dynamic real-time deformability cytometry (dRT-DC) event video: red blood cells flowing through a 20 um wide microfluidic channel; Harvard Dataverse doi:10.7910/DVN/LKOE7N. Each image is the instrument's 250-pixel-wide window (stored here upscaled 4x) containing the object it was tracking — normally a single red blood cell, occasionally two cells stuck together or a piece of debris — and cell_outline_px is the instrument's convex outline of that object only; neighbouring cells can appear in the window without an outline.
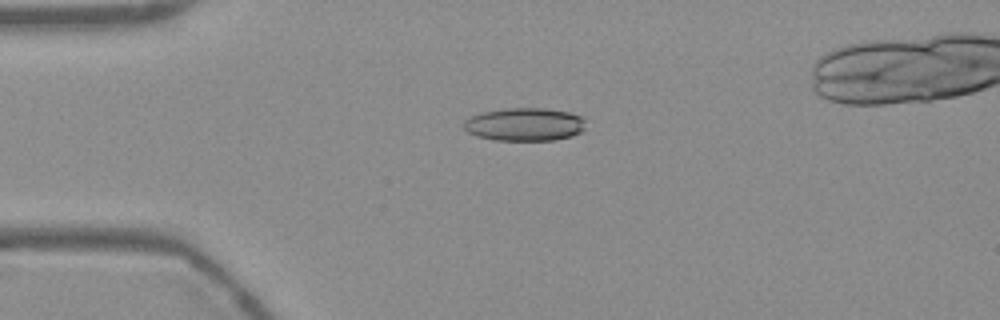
{"species": "Egyptian fruit bat (a non-hibernating species)", "species_latin": "Rousettus aegyptiacus", "temperature_condition": "warm", "stored_images_in_passage": 52, "camera_frame_rate_fps": 3000, "um_per_image_px": 0.085, "frame": {"image": 1, "passage_image": 13, "time_ms": 4.0, "image_size_px": [1000, 320], "cell_outline_px": [[584, 128], [580, 132], [572, 136], [556, 140], [496, 140], [476, 136], [468, 132], [464, 128], [464, 120], [472, 116], [484, 112], [508, 108], [548, 108], [568, 112], [584, 116]], "centroid_in_image_um": [44.62, 10.57], "position_along_channel_um": 40.4, "area_um2": 23.52}}
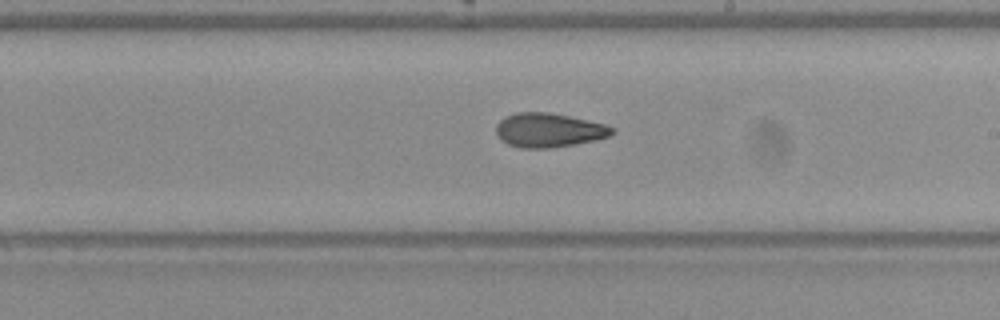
{"frame": {"image": 2, "passage_image": 31, "time_ms": 10.0, "image_size_px": [1000, 320], "cell_outline_px": [[616, 132], [608, 136], [596, 140], [576, 144], [552, 148], [520, 148], [508, 144], [500, 140], [496, 132], [496, 124], [504, 116], [516, 112], [548, 112], [588, 120], [604, 124], [616, 128]], "centroid_in_image_um": [46.64, 11.07], "position_along_channel_um": 242.4, "area_um2": 23.29}}
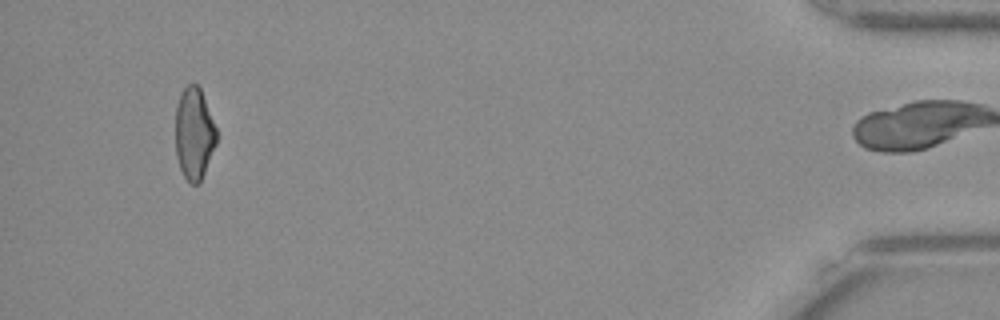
{"frame": {"image": 3, "passage_image": 51, "time_ms": 16.667, "image_size_px": [1000, 320], "cell_outline_px": [[216, 144], [200, 184], [192, 184], [184, 176], [180, 168], [176, 156], [176, 104], [180, 92], [188, 84], [196, 84], [200, 88], [216, 128]], "centroid_in_image_um": [16.49, 11.36], "position_along_channel_um": 418.7, "area_um2": 21.91}, "authors_computed_cell_mechanics": {"area_um2": 23.3223, "velocity_mm_per_s": 3.7892, "shape_relaxation_time_tau1_ms": null, "shape_relaxation_time_tau2_ms": 3.4169, "deformation_change_tau1": null, "deformation_change_tau2": 0.1083}}